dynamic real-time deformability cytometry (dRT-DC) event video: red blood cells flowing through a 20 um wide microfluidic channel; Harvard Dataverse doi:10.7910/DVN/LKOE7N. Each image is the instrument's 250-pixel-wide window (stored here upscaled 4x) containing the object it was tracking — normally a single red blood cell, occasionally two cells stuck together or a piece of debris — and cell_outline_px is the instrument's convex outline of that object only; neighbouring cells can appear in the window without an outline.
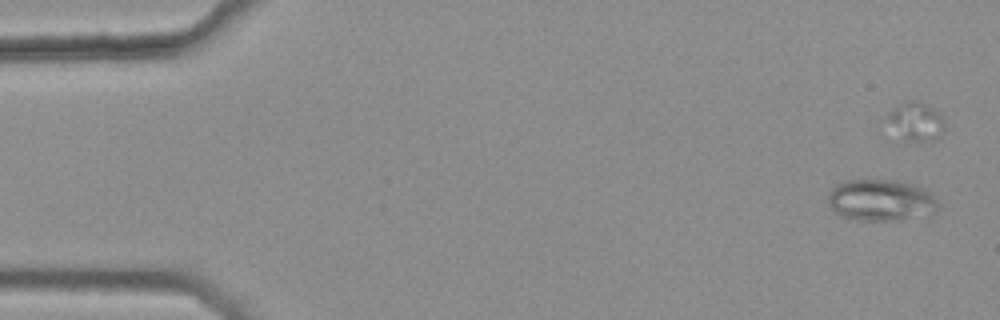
{"species": "common noctule bat (a hibernating species)", "species_latin": "Nyctalus noctula", "temperature_condition": "warm", "stored_images_in_passage": 15, "camera_frame_rate_fps": 3000, "um_per_image_px": 0.085, "animal": {"sex": "female", "body_mass_g": 25.1}, "frame": {"image": 1, "passage_image": 3, "time_ms": 0.667, "image_size_px": [1000, 320], "cell_outline_px": [[940, 208], [936, 212], [892, 220], [860, 220], [840, 216], [828, 204], [828, 192], [836, 184], [844, 180], [896, 180], [924, 188], [940, 204]], "centroid_in_image_um": [74.84, 17.0], "position_along_channel_um": 10.2, "area_um2": 26.41}}